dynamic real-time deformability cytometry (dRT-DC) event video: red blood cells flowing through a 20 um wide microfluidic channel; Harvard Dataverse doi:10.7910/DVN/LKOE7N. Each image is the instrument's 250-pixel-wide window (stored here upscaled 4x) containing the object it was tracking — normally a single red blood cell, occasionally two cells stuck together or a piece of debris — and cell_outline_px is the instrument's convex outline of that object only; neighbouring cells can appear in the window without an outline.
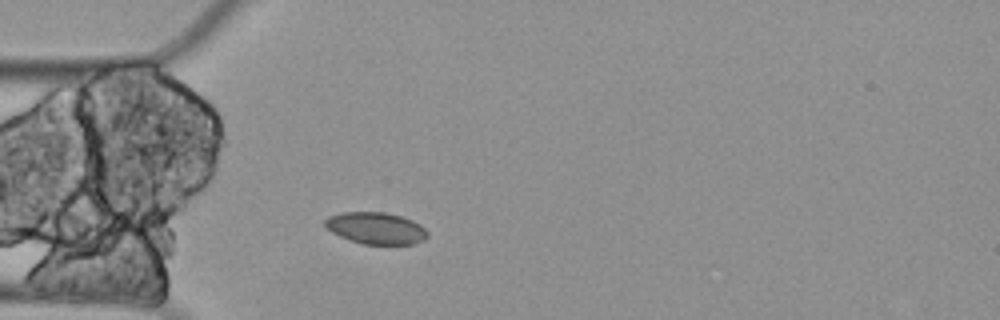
{"species": "Egyptian fruit bat (a non-hibernating species)", "species_latin": "Rousettus aegyptiacus", "temperature_condition": "cold", "stored_images_in_passage": 3, "camera_frame_rate_fps": 3000, "um_per_image_px": 0.085, "animal": {"sex": "female"}, "frame": {"image": 1, "passage_image": 3, "time_ms": 0.667, "image_size_px": [1000, 320], "cell_outline_px": [[428, 236], [424, 240], [412, 244], [364, 244], [340, 236], [332, 232], [324, 224], [324, 220], [328, 216], [340, 212], [384, 212], [400, 216], [412, 220], [420, 224], [428, 232]], "centroid_in_image_um": [31.96, 19.38], "position_along_channel_um": 53.0, "area_um2": 18.9}}